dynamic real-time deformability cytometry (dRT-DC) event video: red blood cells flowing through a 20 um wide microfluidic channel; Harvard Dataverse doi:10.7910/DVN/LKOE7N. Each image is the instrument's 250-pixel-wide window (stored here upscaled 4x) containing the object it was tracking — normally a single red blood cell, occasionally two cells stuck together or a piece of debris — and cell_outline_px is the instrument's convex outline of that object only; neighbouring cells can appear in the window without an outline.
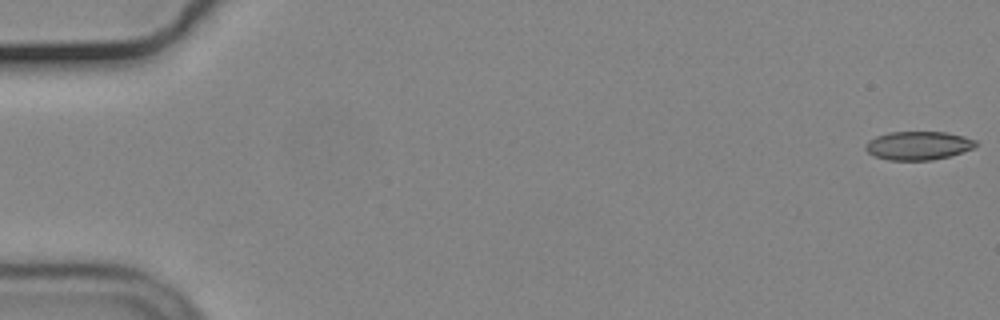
{"species": "common noctule bat (a hibernating species)", "species_latin": "Nyctalus noctula", "temperature_condition": "cold", "stored_images_in_passage": 56, "camera_frame_rate_fps": 3000, "um_per_image_px": 0.085, "animal": {"sex": "male", "body_mass_g": 19.2, "forearm_length_mm": 51.8}, "frame": {"image": 1, "passage_image": 1, "time_ms": 0.0, "image_size_px": [1000, 320], "cell_outline_px": [[976, 144], [972, 148], [948, 156], [932, 160], [888, 160], [872, 156], [864, 148], [864, 144], [868, 140], [876, 136], [888, 132], [944, 132], [964, 136], [976, 140]], "centroid_in_image_um": [77.97, 12.37], "position_along_channel_um": 7.0, "area_um2": 18.32}}
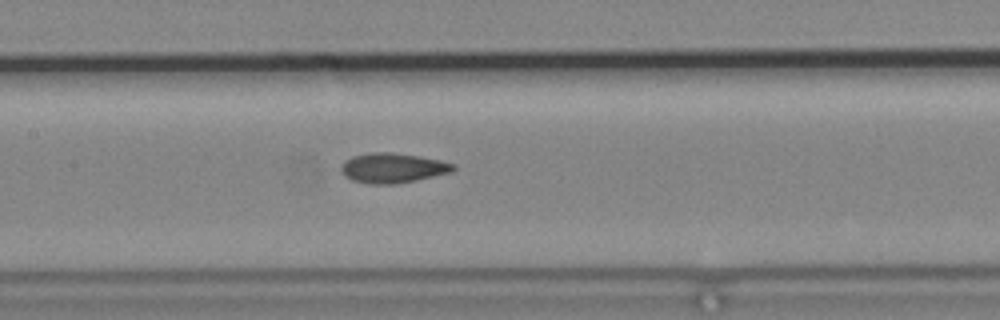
{"frame": {"image": 2, "passage_image": 27, "time_ms": 8.667, "image_size_px": [1000, 320], "cell_outline_px": [[456, 168], [452, 172], [416, 180], [396, 184], [368, 184], [352, 180], [344, 176], [340, 172], [340, 164], [344, 160], [352, 156], [372, 152], [392, 152], [420, 156], [440, 160], [456, 164]], "centroid_in_image_um": [33.35, 14.27], "position_along_channel_um": 174.0, "area_um2": 19.83}}
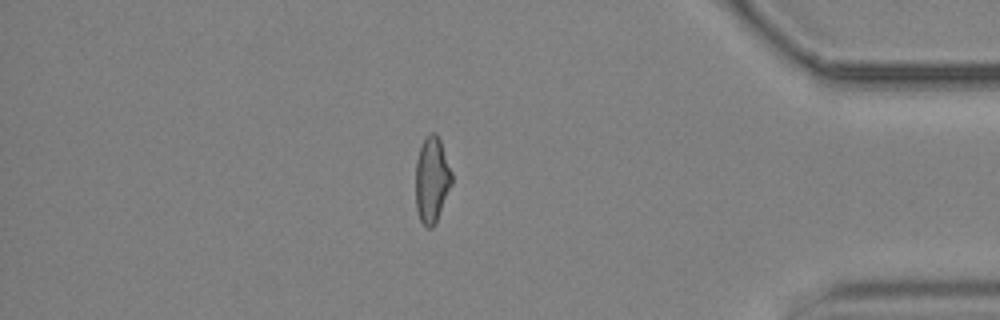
{"frame": {"image": 3, "passage_image": 48, "time_ms": 15.667, "image_size_px": [1000, 320], "cell_outline_px": [[452, 184], [436, 220], [432, 228], [428, 228], [420, 220], [416, 208], [416, 160], [420, 148], [424, 140], [432, 132], [436, 132], [440, 140], [452, 172]], "centroid_in_image_um": [36.71, 15.27], "position_along_channel_um": 398.5, "area_um2": 17.8}, "authors_computed_cell_mechanics": {"area_um2": 18.9295, "velocity_mm_per_s": 3.7131, "shape_relaxation_time_tau1_ms": null, "shape_relaxation_time_tau2_ms": 2.4481, "deformation_change_tau1": null, "deformation_change_tau2": 0.0977}}